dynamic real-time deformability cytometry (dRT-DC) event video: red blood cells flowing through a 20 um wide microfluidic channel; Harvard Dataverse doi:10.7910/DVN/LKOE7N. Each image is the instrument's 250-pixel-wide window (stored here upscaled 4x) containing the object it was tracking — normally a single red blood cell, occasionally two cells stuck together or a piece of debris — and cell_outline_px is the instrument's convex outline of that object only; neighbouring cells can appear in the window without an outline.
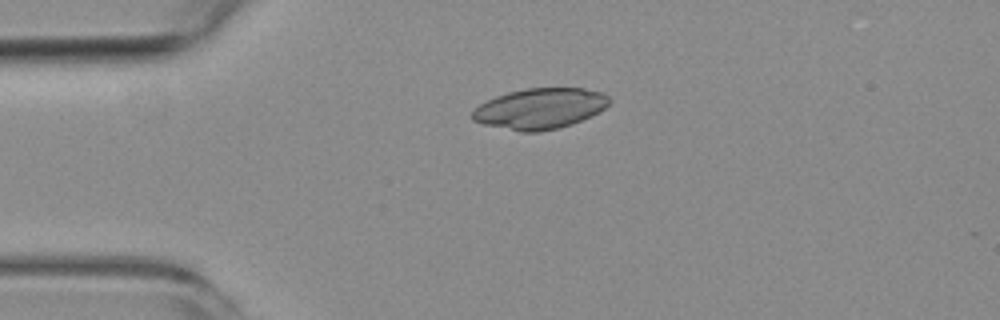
{"species": "common noctule bat (a hibernating species)", "species_latin": "Nyctalus noctula", "temperature_condition": "room temperature", "stored_images_in_passage": 5, "camera_frame_rate_fps": 3000, "um_per_image_px": 0.085, "animal": {"sex": "female", "body_mass_g": 19.3, "forearm_length_mm": 54.1}, "frame": {"image": 1, "passage_image": 4, "time_ms": 4.0, "image_size_px": [1000, 320], "cell_outline_px": [[612, 100], [600, 112], [592, 116], [572, 124], [556, 128], [536, 132], [520, 132], [484, 124], [472, 120], [472, 112], [480, 104], [496, 96], [508, 92], [524, 88], [584, 88], [604, 92]], "centroid_in_image_um": [45.93, 9.22], "position_along_channel_um": 39.1, "area_um2": 32.54}}